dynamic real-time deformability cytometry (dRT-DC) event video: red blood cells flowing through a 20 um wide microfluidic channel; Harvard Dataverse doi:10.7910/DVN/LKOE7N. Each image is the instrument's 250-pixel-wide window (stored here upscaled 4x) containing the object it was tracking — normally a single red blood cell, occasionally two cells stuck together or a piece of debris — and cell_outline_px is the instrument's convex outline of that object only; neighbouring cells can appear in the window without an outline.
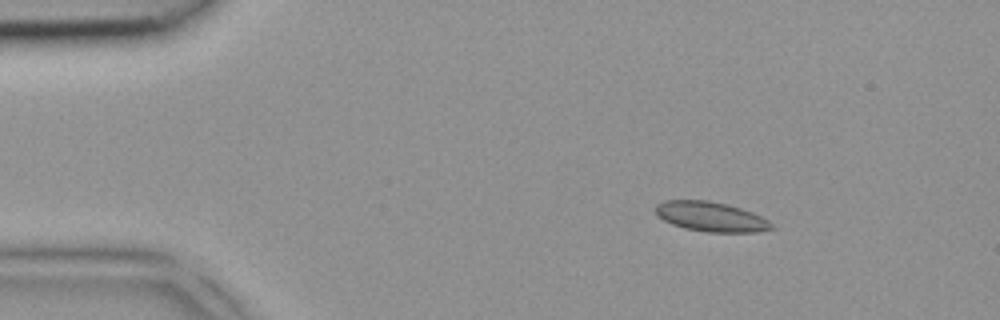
{"species": "common noctule bat (a hibernating species)", "species_latin": "Nyctalus noctula", "temperature_condition": "room temperature", "stored_images_in_passage": 2, "camera_frame_rate_fps": 3000, "um_per_image_px": 0.085, "animal": {"sex": "female", "body_mass_g": 18.4}, "frame": {"image": 1, "passage_image": 1, "time_ms": 0.0, "image_size_px": [1000, 320], "cell_outline_px": [[776, 228], [756, 232], [708, 232], [684, 228], [672, 224], [656, 216], [656, 204], [664, 200], [708, 200], [728, 204], [752, 212], [768, 220]], "centroid_in_image_um": [60.42, 18.41], "position_along_channel_um": 24.6, "area_um2": 20.17}}